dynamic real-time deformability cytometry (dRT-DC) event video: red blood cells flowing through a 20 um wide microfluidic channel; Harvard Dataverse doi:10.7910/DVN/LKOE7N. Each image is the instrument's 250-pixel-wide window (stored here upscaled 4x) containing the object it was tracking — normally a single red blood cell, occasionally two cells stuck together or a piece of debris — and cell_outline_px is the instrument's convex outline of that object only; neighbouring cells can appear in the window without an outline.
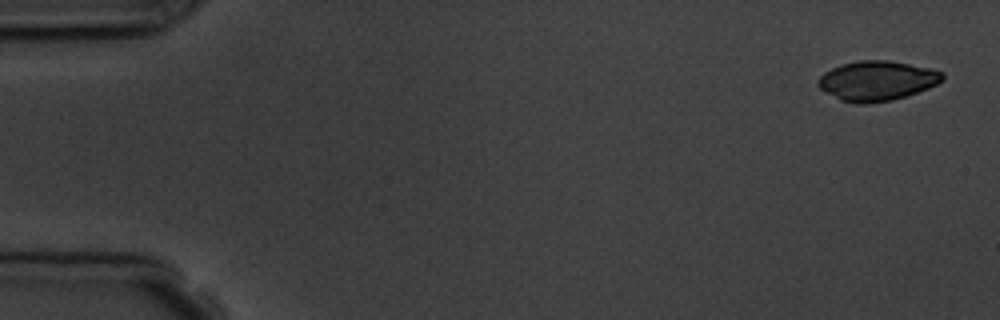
{"species": "common noctule bat (a hibernating species)", "species_latin": "Nyctalus noctula", "temperature_condition": "room temperature", "stored_images_in_passage": 6, "camera_frame_rate_fps": 3000, "um_per_image_px": 0.085, "animal": {"sex": "male", "body_mass_g": 19.5, "forearm_length_mm": 54.6}, "frame": {"image": 1, "passage_image": 1, "time_ms": 0.0, "image_size_px": [1000, 320], "cell_outline_px": [[944, 80], [928, 88], [892, 100], [868, 104], [860, 104], [840, 100], [824, 92], [816, 84], [816, 80], [824, 72], [840, 64], [860, 60], [888, 60], [928, 68], [944, 72]], "centroid_in_image_um": [74.5, 6.87], "position_along_channel_um": 10.5, "area_um2": 28.84}}